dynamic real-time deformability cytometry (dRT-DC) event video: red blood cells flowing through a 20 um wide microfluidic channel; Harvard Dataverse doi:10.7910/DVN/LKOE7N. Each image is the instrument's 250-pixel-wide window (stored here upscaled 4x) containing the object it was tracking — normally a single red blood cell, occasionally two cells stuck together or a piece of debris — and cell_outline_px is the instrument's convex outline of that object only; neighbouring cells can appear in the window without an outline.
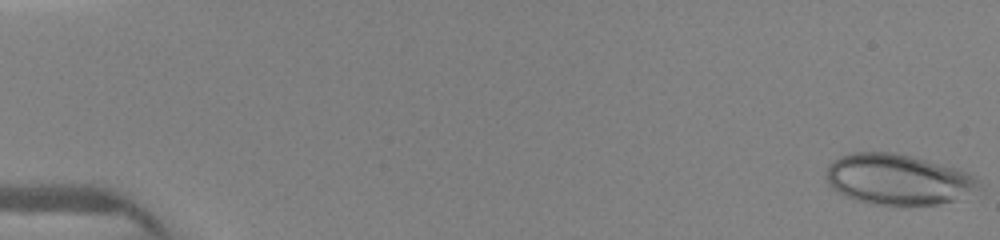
{"species": "human", "species_latin": "Homo sapiens", "temperature_condition": "warm", "stored_images_in_passage": 37, "camera_frame_rate_fps": 3000, "um_per_image_px": 0.085, "donor": {"sex": "female"}, "frame": {"image": 1, "passage_image": 1, "time_ms": 0.0, "image_size_px": [1000, 240], "cell_outline_px": [[980, 184], [976, 188], [952, 200], [940, 204], [872, 204], [856, 200], [836, 192], [828, 184], [828, 164], [840, 156], [852, 152], [892, 152], [912, 156], [956, 168], [968, 172], [980, 180]], "centroid_in_image_um": [76.27, 15.23], "position_along_channel_um": 8.7, "area_um2": 44.39}}
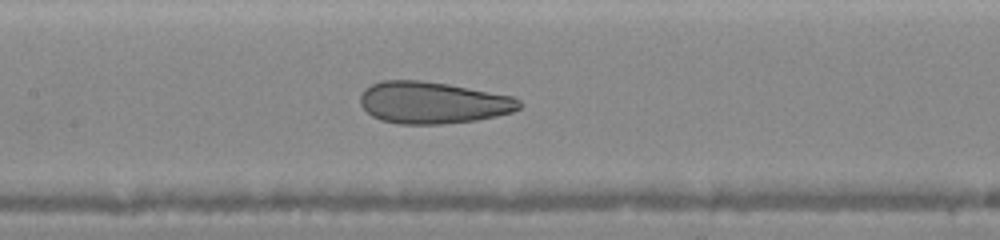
{"frame": {"image": 2, "passage_image": 30, "time_ms": 7.333, "image_size_px": [1000, 240], "cell_outline_px": [[524, 104], [520, 108], [512, 112], [496, 116], [476, 120], [440, 124], [400, 124], [380, 120], [372, 116], [360, 104], [360, 96], [364, 88], [380, 80], [420, 80], [448, 84], [512, 96], [520, 100]], "centroid_in_image_um": [36.78, 8.72], "position_along_channel_um": 170.6, "area_um2": 38.9}}
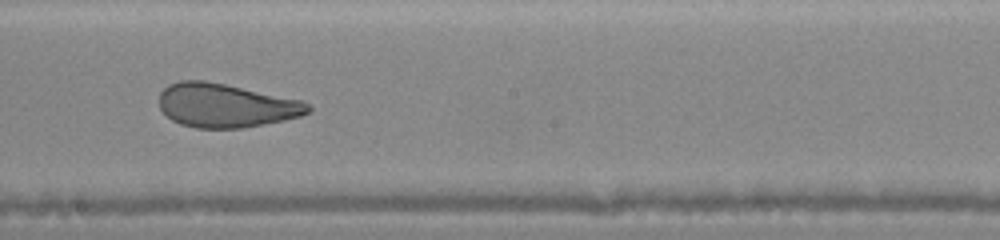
{"frame": {"image": 3, "passage_image": 34, "time_ms": 8.667, "image_size_px": [1000, 240], "cell_outline_px": [[312, 108], [308, 112], [300, 116], [284, 120], [264, 124], [240, 128], [196, 128], [180, 124], [172, 120], [160, 108], [160, 92], [168, 84], [180, 80], [204, 80], [304, 100]], "centroid_in_image_um": [19.19, 8.96], "position_along_channel_um": 229.0, "area_um2": 37.97}}